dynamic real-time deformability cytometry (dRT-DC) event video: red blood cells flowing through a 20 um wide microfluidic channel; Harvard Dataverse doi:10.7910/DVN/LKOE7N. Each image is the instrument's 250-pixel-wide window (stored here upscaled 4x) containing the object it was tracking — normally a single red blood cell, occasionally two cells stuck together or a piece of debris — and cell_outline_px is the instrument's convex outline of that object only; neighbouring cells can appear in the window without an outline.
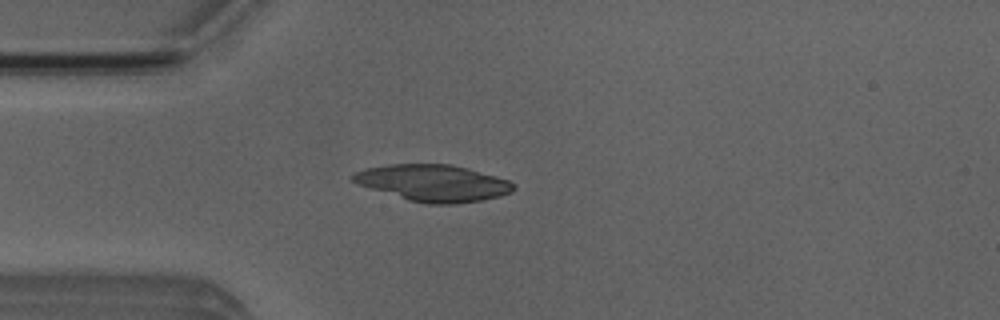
{"species": "Egyptian fruit bat (a non-hibernating species)", "species_latin": "Rousettus aegyptiacus", "temperature_condition": "room temperature", "stored_images_in_passage": 34, "camera_frame_rate_fps": 3000, "um_per_image_px": 0.085, "animal": {"sex": "male"}, "frame": {"image": 1, "passage_image": 5, "time_ms": 1.333, "image_size_px": [1000, 320], "cell_outline_px": [[516, 188], [512, 192], [500, 196], [480, 200], [456, 204], [428, 204], [408, 200], [356, 184], [348, 176], [352, 172], [364, 168], [388, 164], [452, 164], [468, 168], [496, 176], [508, 180], [516, 184]], "centroid_in_image_um": [36.79, 15.55], "position_along_channel_um": 48.2, "area_um2": 34.62}}